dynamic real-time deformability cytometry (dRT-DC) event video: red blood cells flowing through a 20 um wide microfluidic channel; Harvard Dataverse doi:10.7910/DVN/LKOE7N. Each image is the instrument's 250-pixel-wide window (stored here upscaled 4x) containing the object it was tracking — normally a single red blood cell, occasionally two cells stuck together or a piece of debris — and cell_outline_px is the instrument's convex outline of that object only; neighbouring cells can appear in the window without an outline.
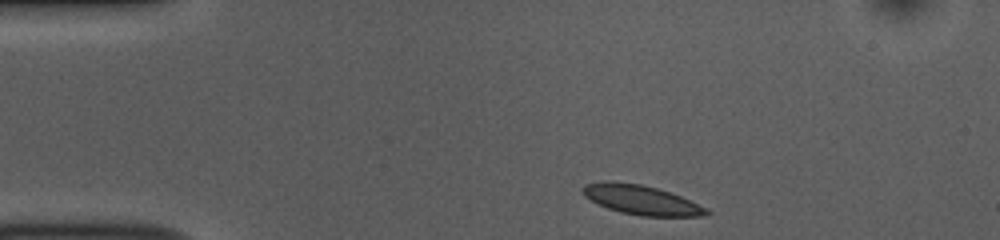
{"species": "common noctule bat (a hibernating species)", "species_latin": "Nyctalus noctula", "temperature_condition": "room temperature", "stored_images_in_passage": 44, "camera_frame_rate_fps": 3000, "um_per_image_px": 0.085, "animal": {"sex": "female", "body_mass_g": 10.0, "forearm_length_mm": 53.1}, "frame": {"image": 1, "passage_image": 1, "time_ms": 0.0, "image_size_px": [1000, 240], "cell_outline_px": [[712, 212], [708, 216], [640, 216], [620, 212], [608, 208], [584, 196], [580, 192], [580, 188], [584, 184], [608, 180], [640, 184], [656, 188], [680, 196]], "centroid_in_image_um": [54.45, 16.98], "position_along_channel_um": 30.6, "area_um2": 21.1}}
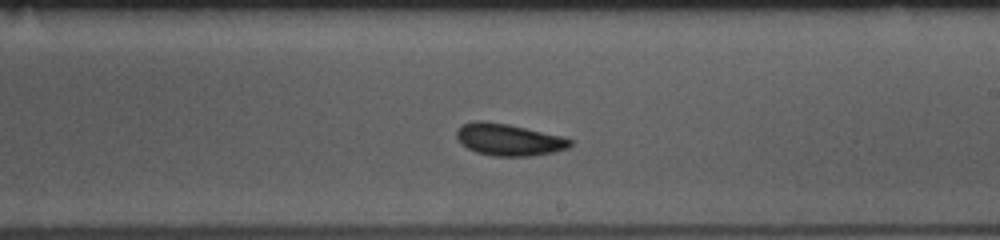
{"frame": {"image": 2, "passage_image": 22, "time_ms": 7.0, "image_size_px": [1000, 240], "cell_outline_px": [[572, 144], [568, 148], [552, 152], [528, 156], [492, 156], [476, 152], [468, 148], [456, 136], [456, 132], [464, 124], [476, 120], [480, 120], [508, 124], [564, 136], [572, 140]], "centroid_in_image_um": [43.28, 11.87], "position_along_channel_um": 245.7, "area_um2": 20.92}}
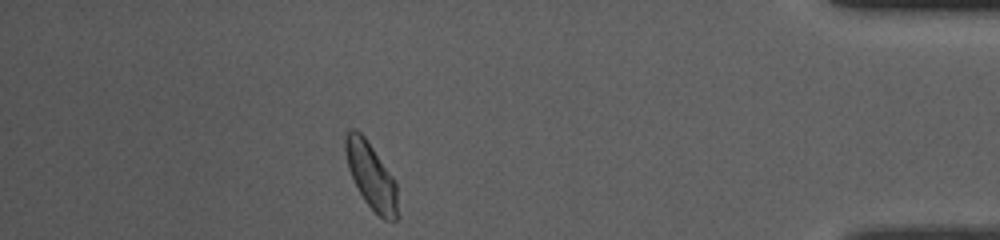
{"frame": {"image": 3, "passage_image": 38, "time_ms": 12.333, "image_size_px": [1000, 240], "cell_outline_px": [[400, 216], [396, 220], [384, 220], [364, 200], [348, 168], [344, 152], [344, 140], [348, 132], [352, 128], [356, 128], [364, 136], [396, 180]], "centroid_in_image_um": [31.58, 14.96], "position_along_channel_um": 403.6, "area_um2": 20.35}, "authors_computed_cell_mechanics": {"area_um2": 20.5479, "velocity_mm_per_s": 3.7931, "shape_relaxation_time_tau1_ms": 8.0274, "shape_relaxation_time_tau2_ms": 4.3818, "deformation_change_tau1": 0.1554, "deformation_change_tau2": 0.066}}